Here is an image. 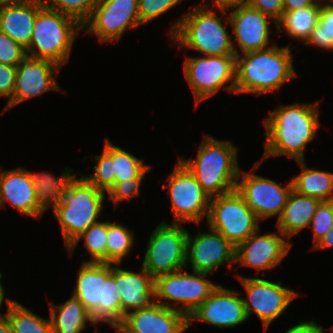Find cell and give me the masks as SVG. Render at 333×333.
I'll use <instances>...</instances> for the list:
<instances>
[{
  "label": "cell",
  "mask_w": 333,
  "mask_h": 333,
  "mask_svg": "<svg viewBox=\"0 0 333 333\" xmlns=\"http://www.w3.org/2000/svg\"><path fill=\"white\" fill-rule=\"evenodd\" d=\"M0 333H13L12 327L6 316L0 319Z\"/></svg>",
  "instance_id": "48"
},
{
  "label": "cell",
  "mask_w": 333,
  "mask_h": 333,
  "mask_svg": "<svg viewBox=\"0 0 333 333\" xmlns=\"http://www.w3.org/2000/svg\"><path fill=\"white\" fill-rule=\"evenodd\" d=\"M16 66L0 63V97L12 100L15 89Z\"/></svg>",
  "instance_id": "42"
},
{
  "label": "cell",
  "mask_w": 333,
  "mask_h": 333,
  "mask_svg": "<svg viewBox=\"0 0 333 333\" xmlns=\"http://www.w3.org/2000/svg\"><path fill=\"white\" fill-rule=\"evenodd\" d=\"M209 4L202 3L185 12L170 27L172 44L195 50L202 56L235 55L234 40L226 24Z\"/></svg>",
  "instance_id": "3"
},
{
  "label": "cell",
  "mask_w": 333,
  "mask_h": 333,
  "mask_svg": "<svg viewBox=\"0 0 333 333\" xmlns=\"http://www.w3.org/2000/svg\"><path fill=\"white\" fill-rule=\"evenodd\" d=\"M6 202L21 214L40 218L44 212L36 204L35 186L29 170L18 167L11 170L0 169V208Z\"/></svg>",
  "instance_id": "21"
},
{
  "label": "cell",
  "mask_w": 333,
  "mask_h": 333,
  "mask_svg": "<svg viewBox=\"0 0 333 333\" xmlns=\"http://www.w3.org/2000/svg\"><path fill=\"white\" fill-rule=\"evenodd\" d=\"M297 163L301 172L291 178L293 190L320 201L333 200V173L309 168L305 160Z\"/></svg>",
  "instance_id": "28"
},
{
  "label": "cell",
  "mask_w": 333,
  "mask_h": 333,
  "mask_svg": "<svg viewBox=\"0 0 333 333\" xmlns=\"http://www.w3.org/2000/svg\"><path fill=\"white\" fill-rule=\"evenodd\" d=\"M260 229L236 247L235 262L257 271L279 265L287 256L292 243L279 231L260 235Z\"/></svg>",
  "instance_id": "19"
},
{
  "label": "cell",
  "mask_w": 333,
  "mask_h": 333,
  "mask_svg": "<svg viewBox=\"0 0 333 333\" xmlns=\"http://www.w3.org/2000/svg\"><path fill=\"white\" fill-rule=\"evenodd\" d=\"M243 285L247 298L242 297L247 319L255 314L263 323L265 330L298 297L292 289L282 286L281 281L271 282L260 277L236 276Z\"/></svg>",
  "instance_id": "13"
},
{
  "label": "cell",
  "mask_w": 333,
  "mask_h": 333,
  "mask_svg": "<svg viewBox=\"0 0 333 333\" xmlns=\"http://www.w3.org/2000/svg\"><path fill=\"white\" fill-rule=\"evenodd\" d=\"M319 102L279 105L264 119L266 141L262 158L253 165L256 170L269 157L287 156L304 161V150L316 137Z\"/></svg>",
  "instance_id": "1"
},
{
  "label": "cell",
  "mask_w": 333,
  "mask_h": 333,
  "mask_svg": "<svg viewBox=\"0 0 333 333\" xmlns=\"http://www.w3.org/2000/svg\"><path fill=\"white\" fill-rule=\"evenodd\" d=\"M29 174L35 186L36 204L43 212L50 206L52 209L57 206L63 198L68 183L75 176L74 171L67 167L59 177L45 171L35 174L29 170Z\"/></svg>",
  "instance_id": "27"
},
{
  "label": "cell",
  "mask_w": 333,
  "mask_h": 333,
  "mask_svg": "<svg viewBox=\"0 0 333 333\" xmlns=\"http://www.w3.org/2000/svg\"><path fill=\"white\" fill-rule=\"evenodd\" d=\"M285 333H325L321 325L315 321H302L295 326H292Z\"/></svg>",
  "instance_id": "43"
},
{
  "label": "cell",
  "mask_w": 333,
  "mask_h": 333,
  "mask_svg": "<svg viewBox=\"0 0 333 333\" xmlns=\"http://www.w3.org/2000/svg\"><path fill=\"white\" fill-rule=\"evenodd\" d=\"M140 25L138 0H100L82 28L100 42L114 43Z\"/></svg>",
  "instance_id": "14"
},
{
  "label": "cell",
  "mask_w": 333,
  "mask_h": 333,
  "mask_svg": "<svg viewBox=\"0 0 333 333\" xmlns=\"http://www.w3.org/2000/svg\"><path fill=\"white\" fill-rule=\"evenodd\" d=\"M236 190L243 196L257 218L266 220L275 215L280 217L293 185L291 180L286 186H281L276 181L253 172L240 171Z\"/></svg>",
  "instance_id": "15"
},
{
  "label": "cell",
  "mask_w": 333,
  "mask_h": 333,
  "mask_svg": "<svg viewBox=\"0 0 333 333\" xmlns=\"http://www.w3.org/2000/svg\"><path fill=\"white\" fill-rule=\"evenodd\" d=\"M187 238L184 225L162 221L149 237L141 266L154 279L186 269Z\"/></svg>",
  "instance_id": "9"
},
{
  "label": "cell",
  "mask_w": 333,
  "mask_h": 333,
  "mask_svg": "<svg viewBox=\"0 0 333 333\" xmlns=\"http://www.w3.org/2000/svg\"><path fill=\"white\" fill-rule=\"evenodd\" d=\"M114 264V278L120 293L121 309L127 314L154 303V278L141 266L139 273Z\"/></svg>",
  "instance_id": "23"
},
{
  "label": "cell",
  "mask_w": 333,
  "mask_h": 333,
  "mask_svg": "<svg viewBox=\"0 0 333 333\" xmlns=\"http://www.w3.org/2000/svg\"><path fill=\"white\" fill-rule=\"evenodd\" d=\"M20 0H0V7L5 6L10 3L18 2Z\"/></svg>",
  "instance_id": "50"
},
{
  "label": "cell",
  "mask_w": 333,
  "mask_h": 333,
  "mask_svg": "<svg viewBox=\"0 0 333 333\" xmlns=\"http://www.w3.org/2000/svg\"><path fill=\"white\" fill-rule=\"evenodd\" d=\"M321 201L294 190L290 193L282 214L277 219L276 228L289 240L304 228H308Z\"/></svg>",
  "instance_id": "25"
},
{
  "label": "cell",
  "mask_w": 333,
  "mask_h": 333,
  "mask_svg": "<svg viewBox=\"0 0 333 333\" xmlns=\"http://www.w3.org/2000/svg\"><path fill=\"white\" fill-rule=\"evenodd\" d=\"M132 229L117 222L107 221L106 263L121 264L134 245Z\"/></svg>",
  "instance_id": "32"
},
{
  "label": "cell",
  "mask_w": 333,
  "mask_h": 333,
  "mask_svg": "<svg viewBox=\"0 0 333 333\" xmlns=\"http://www.w3.org/2000/svg\"><path fill=\"white\" fill-rule=\"evenodd\" d=\"M183 66L196 104L215 95L221 88L235 93L236 55L187 56Z\"/></svg>",
  "instance_id": "10"
},
{
  "label": "cell",
  "mask_w": 333,
  "mask_h": 333,
  "mask_svg": "<svg viewBox=\"0 0 333 333\" xmlns=\"http://www.w3.org/2000/svg\"><path fill=\"white\" fill-rule=\"evenodd\" d=\"M50 321L53 333H82L87 327V321L94 323L90 313L82 302L72 294V297L63 304L49 303Z\"/></svg>",
  "instance_id": "26"
},
{
  "label": "cell",
  "mask_w": 333,
  "mask_h": 333,
  "mask_svg": "<svg viewBox=\"0 0 333 333\" xmlns=\"http://www.w3.org/2000/svg\"><path fill=\"white\" fill-rule=\"evenodd\" d=\"M113 265L83 262L75 280L73 295L82 302L96 325L121 321L126 315L121 309Z\"/></svg>",
  "instance_id": "5"
},
{
  "label": "cell",
  "mask_w": 333,
  "mask_h": 333,
  "mask_svg": "<svg viewBox=\"0 0 333 333\" xmlns=\"http://www.w3.org/2000/svg\"><path fill=\"white\" fill-rule=\"evenodd\" d=\"M103 151L112 159L111 169L114 174V184L126 180L139 178L150 165L144 163V159L137 158L133 154L114 145L108 138L104 139Z\"/></svg>",
  "instance_id": "30"
},
{
  "label": "cell",
  "mask_w": 333,
  "mask_h": 333,
  "mask_svg": "<svg viewBox=\"0 0 333 333\" xmlns=\"http://www.w3.org/2000/svg\"><path fill=\"white\" fill-rule=\"evenodd\" d=\"M317 0H283L284 12L312 6Z\"/></svg>",
  "instance_id": "45"
},
{
  "label": "cell",
  "mask_w": 333,
  "mask_h": 333,
  "mask_svg": "<svg viewBox=\"0 0 333 333\" xmlns=\"http://www.w3.org/2000/svg\"><path fill=\"white\" fill-rule=\"evenodd\" d=\"M246 4L270 16L276 23L284 12L283 0H246Z\"/></svg>",
  "instance_id": "41"
},
{
  "label": "cell",
  "mask_w": 333,
  "mask_h": 333,
  "mask_svg": "<svg viewBox=\"0 0 333 333\" xmlns=\"http://www.w3.org/2000/svg\"><path fill=\"white\" fill-rule=\"evenodd\" d=\"M211 2L213 3V7H216V10H219L220 13L222 12L224 16L230 8L240 4H246V0H211Z\"/></svg>",
  "instance_id": "44"
},
{
  "label": "cell",
  "mask_w": 333,
  "mask_h": 333,
  "mask_svg": "<svg viewBox=\"0 0 333 333\" xmlns=\"http://www.w3.org/2000/svg\"><path fill=\"white\" fill-rule=\"evenodd\" d=\"M97 160L96 165H94V173L89 176H82L96 188L108 192V190L114 185V174H112L111 163L112 159L102 151L101 155L94 156Z\"/></svg>",
  "instance_id": "36"
},
{
  "label": "cell",
  "mask_w": 333,
  "mask_h": 333,
  "mask_svg": "<svg viewBox=\"0 0 333 333\" xmlns=\"http://www.w3.org/2000/svg\"><path fill=\"white\" fill-rule=\"evenodd\" d=\"M289 46L272 45L236 55L235 93L263 95L280 92L281 86L297 76Z\"/></svg>",
  "instance_id": "2"
},
{
  "label": "cell",
  "mask_w": 333,
  "mask_h": 333,
  "mask_svg": "<svg viewBox=\"0 0 333 333\" xmlns=\"http://www.w3.org/2000/svg\"><path fill=\"white\" fill-rule=\"evenodd\" d=\"M192 272L190 274L182 269L155 278L154 302L188 317L218 286L206 278L208 273ZM169 301L182 304L174 307Z\"/></svg>",
  "instance_id": "11"
},
{
  "label": "cell",
  "mask_w": 333,
  "mask_h": 333,
  "mask_svg": "<svg viewBox=\"0 0 333 333\" xmlns=\"http://www.w3.org/2000/svg\"><path fill=\"white\" fill-rule=\"evenodd\" d=\"M333 247V226L330 231H328L320 240L319 242L312 247L314 250H320L325 248Z\"/></svg>",
  "instance_id": "46"
},
{
  "label": "cell",
  "mask_w": 333,
  "mask_h": 333,
  "mask_svg": "<svg viewBox=\"0 0 333 333\" xmlns=\"http://www.w3.org/2000/svg\"><path fill=\"white\" fill-rule=\"evenodd\" d=\"M181 1L182 0H138L141 25L156 20Z\"/></svg>",
  "instance_id": "39"
},
{
  "label": "cell",
  "mask_w": 333,
  "mask_h": 333,
  "mask_svg": "<svg viewBox=\"0 0 333 333\" xmlns=\"http://www.w3.org/2000/svg\"><path fill=\"white\" fill-rule=\"evenodd\" d=\"M6 318L13 333H53L51 321L37 316L14 299H6Z\"/></svg>",
  "instance_id": "31"
},
{
  "label": "cell",
  "mask_w": 333,
  "mask_h": 333,
  "mask_svg": "<svg viewBox=\"0 0 333 333\" xmlns=\"http://www.w3.org/2000/svg\"><path fill=\"white\" fill-rule=\"evenodd\" d=\"M44 0H20L0 7V31L27 49Z\"/></svg>",
  "instance_id": "24"
},
{
  "label": "cell",
  "mask_w": 333,
  "mask_h": 333,
  "mask_svg": "<svg viewBox=\"0 0 333 333\" xmlns=\"http://www.w3.org/2000/svg\"><path fill=\"white\" fill-rule=\"evenodd\" d=\"M323 1H327L325 2L326 5L330 6V7H333V0H323Z\"/></svg>",
  "instance_id": "51"
},
{
  "label": "cell",
  "mask_w": 333,
  "mask_h": 333,
  "mask_svg": "<svg viewBox=\"0 0 333 333\" xmlns=\"http://www.w3.org/2000/svg\"><path fill=\"white\" fill-rule=\"evenodd\" d=\"M209 229V232H199L194 237L188 231L185 268L190 262L193 271L210 274L223 263L229 267L236 264V247L219 232Z\"/></svg>",
  "instance_id": "18"
},
{
  "label": "cell",
  "mask_w": 333,
  "mask_h": 333,
  "mask_svg": "<svg viewBox=\"0 0 333 333\" xmlns=\"http://www.w3.org/2000/svg\"><path fill=\"white\" fill-rule=\"evenodd\" d=\"M152 168L150 166L139 178L115 183L107 192L108 200L114 202V210L122 201H130L135 196L140 195V186L145 178V174Z\"/></svg>",
  "instance_id": "38"
},
{
  "label": "cell",
  "mask_w": 333,
  "mask_h": 333,
  "mask_svg": "<svg viewBox=\"0 0 333 333\" xmlns=\"http://www.w3.org/2000/svg\"><path fill=\"white\" fill-rule=\"evenodd\" d=\"M237 151L231 141L205 135L196 159L180 156L178 159L193 174L203 191L213 198L236 189L240 172Z\"/></svg>",
  "instance_id": "4"
},
{
  "label": "cell",
  "mask_w": 333,
  "mask_h": 333,
  "mask_svg": "<svg viewBox=\"0 0 333 333\" xmlns=\"http://www.w3.org/2000/svg\"><path fill=\"white\" fill-rule=\"evenodd\" d=\"M79 31L83 28L75 18L44 5L37 13L26 54L63 66L68 63Z\"/></svg>",
  "instance_id": "7"
},
{
  "label": "cell",
  "mask_w": 333,
  "mask_h": 333,
  "mask_svg": "<svg viewBox=\"0 0 333 333\" xmlns=\"http://www.w3.org/2000/svg\"><path fill=\"white\" fill-rule=\"evenodd\" d=\"M323 0H317L312 6L295 11L283 12L277 22V30L285 31L290 38L306 42L319 20Z\"/></svg>",
  "instance_id": "29"
},
{
  "label": "cell",
  "mask_w": 333,
  "mask_h": 333,
  "mask_svg": "<svg viewBox=\"0 0 333 333\" xmlns=\"http://www.w3.org/2000/svg\"><path fill=\"white\" fill-rule=\"evenodd\" d=\"M167 192L171 200L173 223L200 225L207 218L210 197L203 191L193 174L178 159L176 168L166 178Z\"/></svg>",
  "instance_id": "12"
},
{
  "label": "cell",
  "mask_w": 333,
  "mask_h": 333,
  "mask_svg": "<svg viewBox=\"0 0 333 333\" xmlns=\"http://www.w3.org/2000/svg\"><path fill=\"white\" fill-rule=\"evenodd\" d=\"M206 221L208 228L219 232L234 247L260 228V220L236 189L210 198Z\"/></svg>",
  "instance_id": "8"
},
{
  "label": "cell",
  "mask_w": 333,
  "mask_h": 333,
  "mask_svg": "<svg viewBox=\"0 0 333 333\" xmlns=\"http://www.w3.org/2000/svg\"><path fill=\"white\" fill-rule=\"evenodd\" d=\"M2 277H3V274H2V272H0V310H1L3 300H4V297H5V289H4V286L1 282ZM5 316H6V314L2 315V313L0 312V319L5 317Z\"/></svg>",
  "instance_id": "49"
},
{
  "label": "cell",
  "mask_w": 333,
  "mask_h": 333,
  "mask_svg": "<svg viewBox=\"0 0 333 333\" xmlns=\"http://www.w3.org/2000/svg\"><path fill=\"white\" fill-rule=\"evenodd\" d=\"M122 321L136 333H183L189 328L184 313L156 302L128 312Z\"/></svg>",
  "instance_id": "22"
},
{
  "label": "cell",
  "mask_w": 333,
  "mask_h": 333,
  "mask_svg": "<svg viewBox=\"0 0 333 333\" xmlns=\"http://www.w3.org/2000/svg\"><path fill=\"white\" fill-rule=\"evenodd\" d=\"M333 226V200L321 201L310 222L309 228L313 230V241L316 245L319 240L332 229Z\"/></svg>",
  "instance_id": "37"
},
{
  "label": "cell",
  "mask_w": 333,
  "mask_h": 333,
  "mask_svg": "<svg viewBox=\"0 0 333 333\" xmlns=\"http://www.w3.org/2000/svg\"><path fill=\"white\" fill-rule=\"evenodd\" d=\"M100 0H45L50 9L59 11L75 18L83 25L92 15Z\"/></svg>",
  "instance_id": "35"
},
{
  "label": "cell",
  "mask_w": 333,
  "mask_h": 333,
  "mask_svg": "<svg viewBox=\"0 0 333 333\" xmlns=\"http://www.w3.org/2000/svg\"><path fill=\"white\" fill-rule=\"evenodd\" d=\"M106 192L90 184L83 176L68 183L63 198L53 209L67 249L93 223L104 208Z\"/></svg>",
  "instance_id": "6"
},
{
  "label": "cell",
  "mask_w": 333,
  "mask_h": 333,
  "mask_svg": "<svg viewBox=\"0 0 333 333\" xmlns=\"http://www.w3.org/2000/svg\"><path fill=\"white\" fill-rule=\"evenodd\" d=\"M60 67L50 60L27 55L16 67L13 97L3 108L1 115L14 106L48 91L57 90L65 93L55 79Z\"/></svg>",
  "instance_id": "16"
},
{
  "label": "cell",
  "mask_w": 333,
  "mask_h": 333,
  "mask_svg": "<svg viewBox=\"0 0 333 333\" xmlns=\"http://www.w3.org/2000/svg\"><path fill=\"white\" fill-rule=\"evenodd\" d=\"M232 12L228 13L226 24L229 23L233 28L235 42L237 41L238 50L235 49V55H241L248 52L263 50L273 44L270 41L269 20L277 26V23L268 15L263 14L247 4L234 6Z\"/></svg>",
  "instance_id": "17"
},
{
  "label": "cell",
  "mask_w": 333,
  "mask_h": 333,
  "mask_svg": "<svg viewBox=\"0 0 333 333\" xmlns=\"http://www.w3.org/2000/svg\"><path fill=\"white\" fill-rule=\"evenodd\" d=\"M26 56L25 48L0 31V63L17 67Z\"/></svg>",
  "instance_id": "40"
},
{
  "label": "cell",
  "mask_w": 333,
  "mask_h": 333,
  "mask_svg": "<svg viewBox=\"0 0 333 333\" xmlns=\"http://www.w3.org/2000/svg\"><path fill=\"white\" fill-rule=\"evenodd\" d=\"M304 45L333 51V7L321 4L318 23Z\"/></svg>",
  "instance_id": "34"
},
{
  "label": "cell",
  "mask_w": 333,
  "mask_h": 333,
  "mask_svg": "<svg viewBox=\"0 0 333 333\" xmlns=\"http://www.w3.org/2000/svg\"><path fill=\"white\" fill-rule=\"evenodd\" d=\"M111 328L116 329V333H136L129 326H127L122 320L109 323Z\"/></svg>",
  "instance_id": "47"
},
{
  "label": "cell",
  "mask_w": 333,
  "mask_h": 333,
  "mask_svg": "<svg viewBox=\"0 0 333 333\" xmlns=\"http://www.w3.org/2000/svg\"><path fill=\"white\" fill-rule=\"evenodd\" d=\"M106 237L107 222L98 221L90 225L77 240L67 249L69 255H73V251L81 241L84 240V246L90 254V260L84 262L106 263Z\"/></svg>",
  "instance_id": "33"
},
{
  "label": "cell",
  "mask_w": 333,
  "mask_h": 333,
  "mask_svg": "<svg viewBox=\"0 0 333 333\" xmlns=\"http://www.w3.org/2000/svg\"><path fill=\"white\" fill-rule=\"evenodd\" d=\"M195 320L208 322L219 328H233L248 319L243 299L238 292L218 285L188 316V327H191Z\"/></svg>",
  "instance_id": "20"
}]
</instances>
